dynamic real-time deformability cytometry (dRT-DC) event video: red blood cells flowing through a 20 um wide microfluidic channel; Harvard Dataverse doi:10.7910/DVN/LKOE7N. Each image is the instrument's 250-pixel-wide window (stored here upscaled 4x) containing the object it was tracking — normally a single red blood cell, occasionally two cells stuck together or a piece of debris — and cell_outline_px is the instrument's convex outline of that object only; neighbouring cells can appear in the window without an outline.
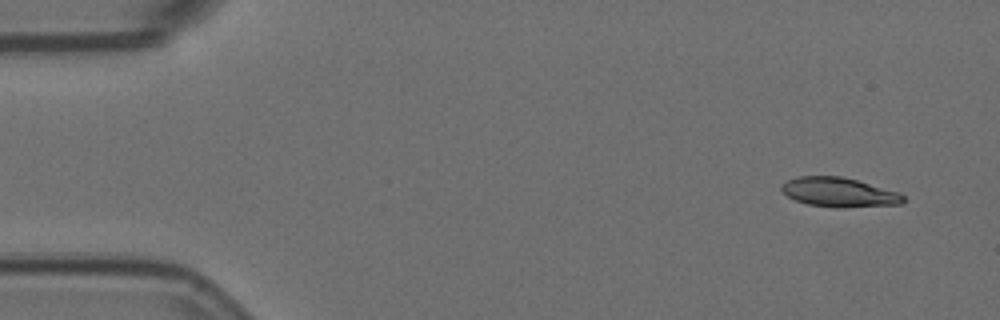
{"species": "Egyptian fruit bat (a non-hibernating species)", "species_latin": "Rousettus aegyptiacus", "temperature_condition": "room temperature", "stored_images_in_passage": 10, "camera_frame_rate_fps": 3000, "um_per_image_px": 0.085, "animal": {"sex": "female"}, "frame": {"image": 1, "passage_image": 1, "time_ms": 0.0, "image_size_px": [1000, 320], "cell_outline_px": [[904, 204], [844, 208], [836, 208], [808, 204], [796, 200], [788, 196], [780, 188], [788, 180], [796, 176], [840, 176], [856, 180], [900, 192], [904, 196]], "centroid_in_image_um": [71.36, 16.35], "position_along_channel_um": 13.6, "area_um2": 20.87}}
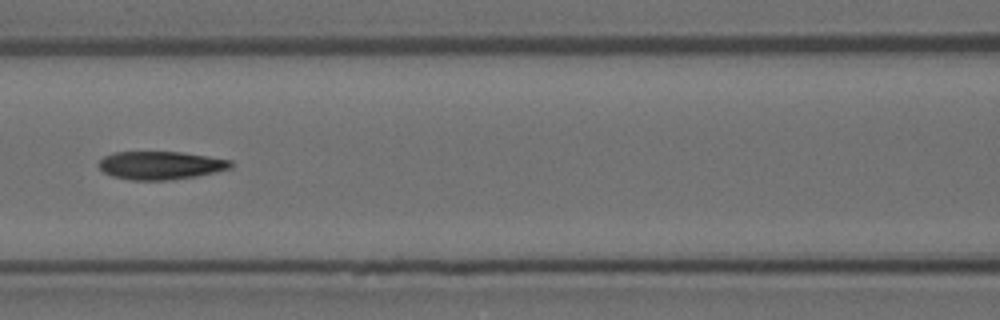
{"frame": {"image": 2, "passage_image": 7, "time_ms": 2.0, "image_size_px": [1000, 320], "cell_outline_px": [[232, 168], [216, 172], [196, 176], [168, 180], [132, 180], [112, 176], [104, 172], [96, 164], [104, 156], [112, 152], [180, 152], [208, 156], [232, 160]], "centroid_in_image_um": [13.64, 14.05], "position_along_channel_um": 153.0, "area_um2": 21.73}}
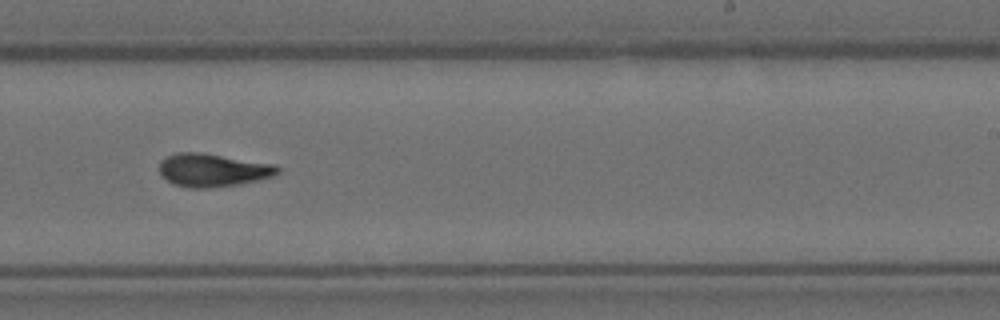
{"frame": {"image": 3, "passage_image": 10, "time_ms": 3.0, "image_size_px": [1000, 320], "cell_outline_px": [[280, 172], [272, 176], [260, 180], [236, 184], [208, 188], [188, 188], [172, 184], [160, 176], [160, 160], [176, 152], [200, 152], [272, 164], [280, 168]], "centroid_in_image_um": [18.03, 14.46], "position_along_channel_um": 271.0, "area_um2": 22.77}}